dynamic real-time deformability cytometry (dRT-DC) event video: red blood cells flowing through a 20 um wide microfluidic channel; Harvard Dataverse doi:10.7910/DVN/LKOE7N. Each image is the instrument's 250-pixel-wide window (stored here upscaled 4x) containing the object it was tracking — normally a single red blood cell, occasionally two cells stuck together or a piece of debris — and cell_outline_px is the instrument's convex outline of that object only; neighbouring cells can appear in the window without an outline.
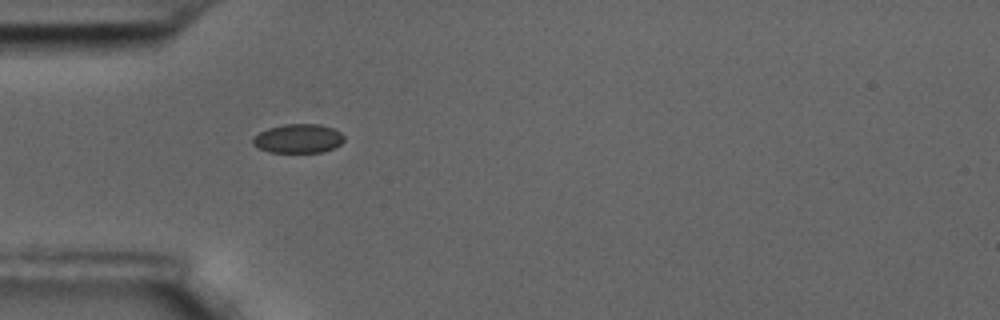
{"species": "common noctule bat (a hibernating species)", "species_latin": "Nyctalus noctula", "temperature_condition": "room temperature", "stored_images_in_passage": 42, "camera_frame_rate_fps": 3000, "um_per_image_px": 0.085, "animal": {"sex": "male", "body_mass_g": 17.5, "forearm_length_mm": 52.3}, "frame": {"image": 1, "passage_image": 1, "time_ms": 0.0, "image_size_px": [1000, 320], "cell_outline_px": [[344, 140], [340, 144], [332, 148], [320, 152], [268, 152], [252, 144], [252, 136], [268, 128], [284, 124], [320, 124], [332, 128], [340, 132], [344, 136]], "centroid_in_image_um": [25.32, 11.77], "position_along_channel_um": 59.7, "area_um2": 15.37}}
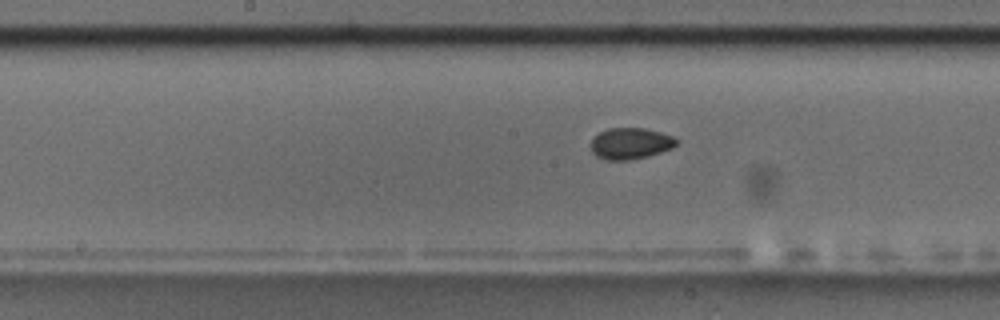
{"frame": {"image": 2, "passage_image": 13, "time_ms": 4.0, "image_size_px": [1000, 320], "cell_outline_px": [[680, 140], [672, 148], [648, 156], [628, 160], [604, 160], [596, 156], [592, 152], [592, 140], [600, 132], [608, 128], [644, 128], [660, 132], [672, 136]], "centroid_in_image_um": [53.6, 12.2], "position_along_channel_um": 194.6, "area_um2": 15.55}}
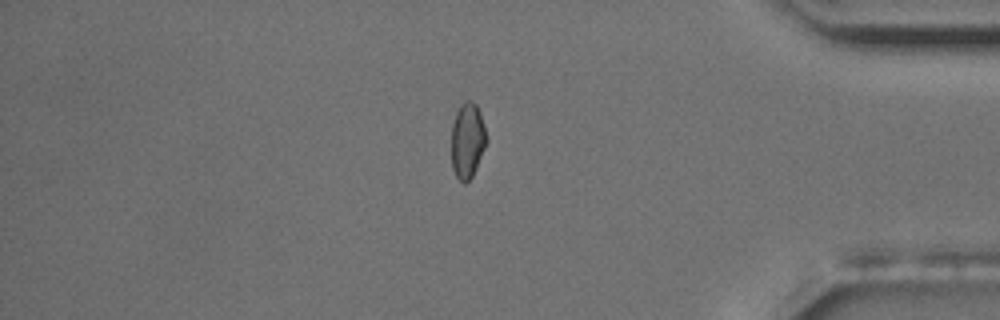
{"frame": {"image": 3, "passage_image": 33, "time_ms": 10.667, "image_size_px": [1000, 320], "cell_outline_px": [[488, 140], [476, 168], [472, 176], [464, 184], [456, 176], [452, 168], [452, 124], [456, 112], [460, 104], [464, 100], [472, 100], [476, 104], [480, 112]], "centroid_in_image_um": [39.73, 11.91], "position_along_channel_um": 395.5, "area_um2": 15.49}, "authors_computed_cell_mechanics": {"area_um2": 15.7216, "velocity_mm_per_s": 3.4472, "shape_relaxation_time_tau1_ms": 5.0678, "shape_relaxation_time_tau2_ms": 2.5243, "deformation_change_tau1": 0.0802, "deformation_change_tau2": 0.0386}}